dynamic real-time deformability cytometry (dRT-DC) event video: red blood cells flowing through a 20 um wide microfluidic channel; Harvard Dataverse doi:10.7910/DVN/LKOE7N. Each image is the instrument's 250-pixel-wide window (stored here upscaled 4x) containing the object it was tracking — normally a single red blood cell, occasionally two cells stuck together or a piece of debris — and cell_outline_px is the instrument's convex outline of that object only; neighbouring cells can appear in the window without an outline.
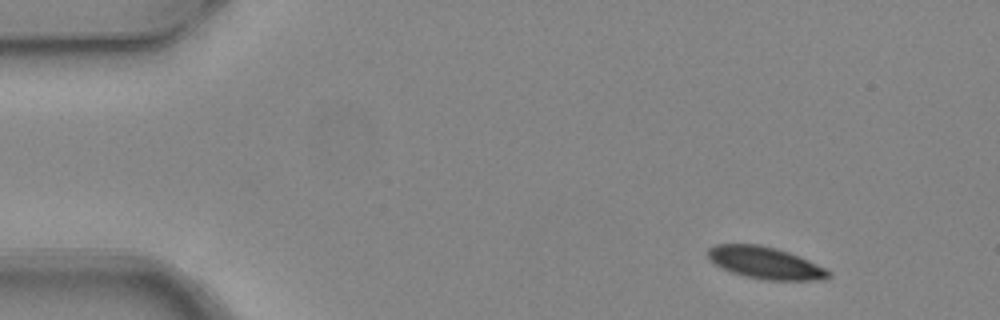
{"species": "common noctule bat (a hibernating species)", "species_latin": "Nyctalus noctula", "temperature_condition": "warm", "stored_images_in_passage": 7, "camera_frame_rate_fps": 3000, "um_per_image_px": 0.085, "animal": {"sex": "female", "body_mass_g": 24.6, "forearm_length_mm": 56.2}, "frame": {"image": 1, "passage_image": 1, "time_ms": 0.0, "image_size_px": [1000, 320], "cell_outline_px": [[832, 272], [824, 280], [764, 280], [744, 276], [720, 268], [708, 260], [708, 248], [716, 244], [760, 244], [776, 248], [800, 256]], "centroid_in_image_um": [65.01, 22.34], "position_along_channel_um": 20.0, "area_um2": 22.6}}
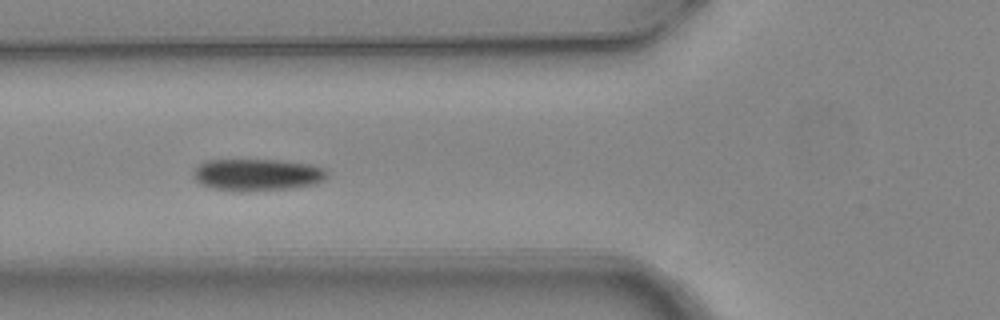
{"frame": {"image": 2, "passage_image": 5, "time_ms": 1.333, "image_size_px": [1000, 320], "cell_outline_px": [[328, 176], [324, 180], [316, 184], [292, 188], [248, 192], [240, 192], [212, 188], [200, 184], [192, 176], [192, 172], [204, 160], [280, 160], [312, 164], [324, 168], [328, 172]], "centroid_in_image_um": [21.88, 14.86], "position_along_channel_um": 103.9, "area_um2": 25.37}}
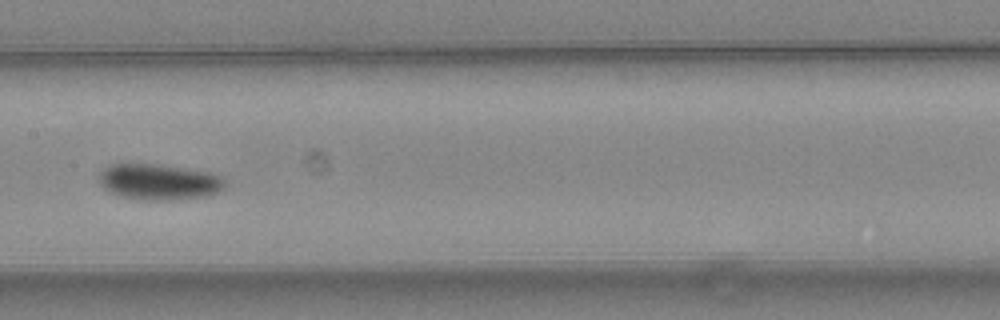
{"frame": {"image": 3, "passage_image": 7, "time_ms": 2.0, "image_size_px": [1000, 320], "cell_outline_px": [[228, 184], [224, 188], [208, 196], [176, 200], [136, 200], [120, 196], [108, 192], [100, 184], [96, 176], [108, 164], [160, 164], [212, 172], [228, 180]], "centroid_in_image_um": [13.52, 15.46], "position_along_channel_um": 193.9, "area_um2": 27.11}}